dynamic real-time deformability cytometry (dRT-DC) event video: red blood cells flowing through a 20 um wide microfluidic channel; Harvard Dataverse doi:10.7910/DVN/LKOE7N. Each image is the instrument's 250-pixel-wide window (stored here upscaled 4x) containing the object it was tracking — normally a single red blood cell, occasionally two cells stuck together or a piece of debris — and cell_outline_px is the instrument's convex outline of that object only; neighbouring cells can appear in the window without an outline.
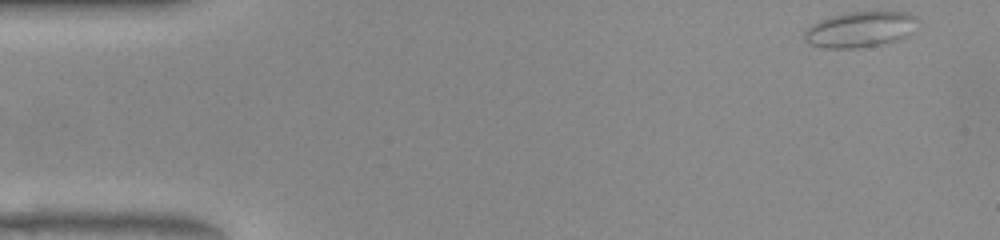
{"species": "common noctule bat (a hibernating species)", "species_latin": "Nyctalus noctula", "temperature_condition": "warm", "stored_images_in_passage": 50, "camera_frame_rate_fps": 3000, "um_per_image_px": 0.085, "animal": {"sex": "female", "body_mass_g": 22.0, "forearm_length_mm": 56.7}, "frame": {"image": 1, "passage_image": 1, "time_ms": 0.0, "image_size_px": [1000, 240], "cell_outline_px": [[920, 20], [900, 40], [880, 44], [856, 48], [824, 48], [808, 44], [804, 40], [804, 32], [812, 24], [828, 16], [848, 12], [908, 12], [916, 16]], "centroid_in_image_um": [73.07, 2.5], "position_along_channel_um": 11.9, "area_um2": 23.52}}
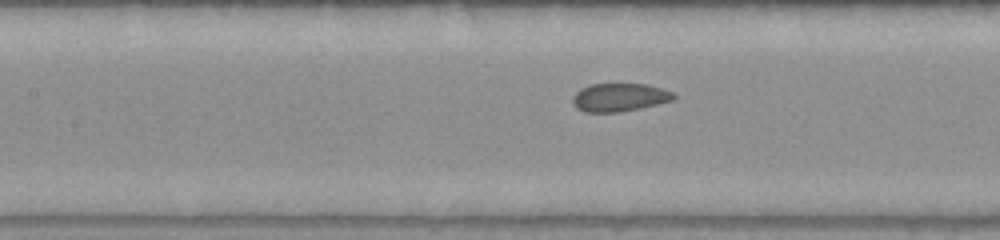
{"frame": {"image": 2, "passage_image": 21, "time_ms": 6.667, "image_size_px": [1000, 240], "cell_outline_px": [[676, 96], [672, 100], [640, 108], [616, 112], [584, 112], [576, 108], [572, 104], [572, 96], [580, 88], [592, 84], [648, 84], [672, 92]], "centroid_in_image_um": [52.6, 8.27], "position_along_channel_um": 154.8, "area_um2": 16.53}}
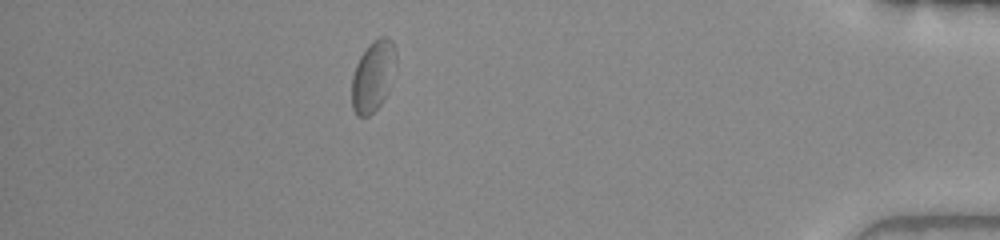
{"frame": {"image": 3, "passage_image": 44, "time_ms": 14.333, "image_size_px": [1000, 240], "cell_outline_px": [[396, 64], [388, 92], [380, 104], [368, 116], [356, 116], [352, 108], [352, 76], [356, 64], [360, 56], [368, 44], [380, 36], [388, 36], [392, 40], [396, 48]], "centroid_in_image_um": [31.72, 6.42], "position_along_channel_um": 403.5, "area_um2": 18.44}, "authors_computed_cell_mechanics": {"area_um2": 17.4845, "velocity_mm_per_s": 3.8865, "shape_relaxation_time_tau1_ms": null, "shape_relaxation_time_tau2_ms": 0.7269, "deformation_change_tau1": null, "deformation_change_tau2": 0.0464}}